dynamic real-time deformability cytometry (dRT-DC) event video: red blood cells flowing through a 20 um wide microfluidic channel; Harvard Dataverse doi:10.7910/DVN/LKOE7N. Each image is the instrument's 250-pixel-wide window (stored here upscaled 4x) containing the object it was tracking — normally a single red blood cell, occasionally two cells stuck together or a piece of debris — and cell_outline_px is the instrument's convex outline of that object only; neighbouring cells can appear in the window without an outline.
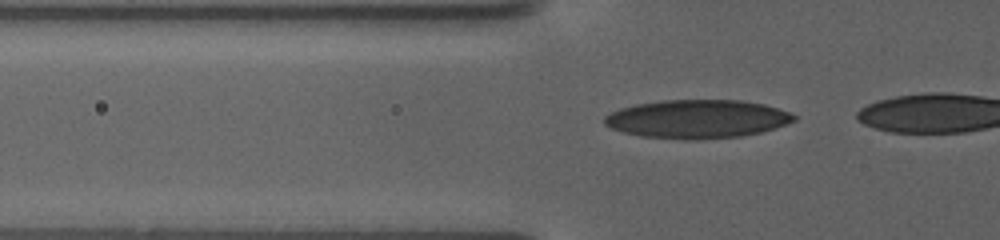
{"species": "human", "species_latin": "Homo sapiens", "temperature_condition": "warm", "stored_images_in_passage": 10, "camera_frame_rate_fps": 3000, "um_per_image_px": 0.085, "donor": {"sex": "female"}, "frame": {"image": 1, "passage_image": 3, "time_ms": 0.667, "image_size_px": [1000, 240], "cell_outline_px": [[796, 120], [760, 132], [740, 136], [700, 140], [684, 140], [640, 136], [624, 132], [612, 128], [604, 124], [604, 116], [620, 108], [636, 104], [664, 100], [740, 100], [764, 104], [788, 112], [796, 116]], "centroid_in_image_um": [59.23, 10.12], "position_along_channel_um": 66.6, "area_um2": 42.37}}
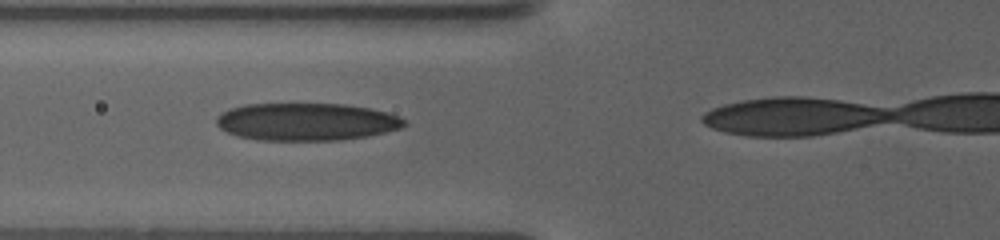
{"frame": {"image": 2, "passage_image": 9, "time_ms": 2.0, "image_size_px": [1000, 240], "cell_outline_px": [[408, 124], [400, 128], [368, 136], [340, 140], [256, 140], [236, 136], [220, 128], [216, 124], [216, 120], [228, 108], [244, 104], [344, 104], [368, 108], [388, 112], [400, 116]], "centroid_in_image_um": [26.05, 10.35], "position_along_channel_um": 99.8, "area_um2": 41.15}}